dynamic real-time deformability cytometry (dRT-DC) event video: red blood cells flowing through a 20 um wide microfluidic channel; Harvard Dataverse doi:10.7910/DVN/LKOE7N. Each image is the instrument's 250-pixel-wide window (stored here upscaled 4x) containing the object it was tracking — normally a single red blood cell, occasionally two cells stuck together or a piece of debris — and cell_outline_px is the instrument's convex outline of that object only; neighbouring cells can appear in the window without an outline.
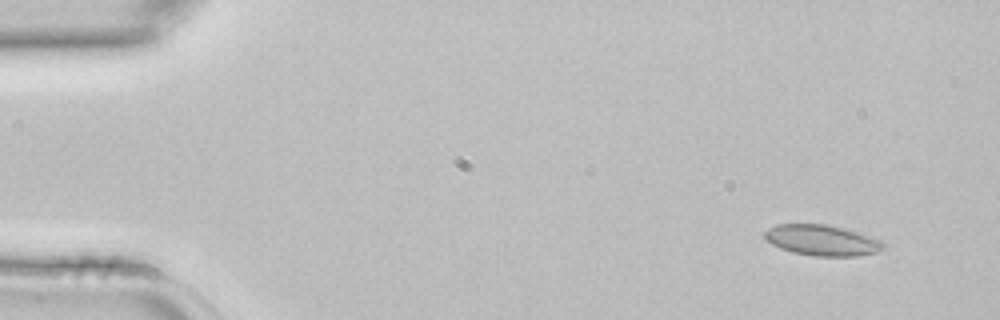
{"species": "common noctule bat (a hibernating species)", "species_latin": "Nyctalus noctula", "temperature_condition": "room temperature", "stored_images_in_passage": 3, "camera_frame_rate_fps": 3000, "um_per_image_px": 0.085, "animal": {"sex": "female", "body_mass_g": 22.7, "forearm_length_mm": 54.2}, "frame": {"image": 1, "passage_image": 1, "time_ms": 0.0, "image_size_px": [1000, 320], "cell_outline_px": [[884, 248], [876, 252], [860, 256], [812, 256], [792, 252], [780, 248], [764, 240], [764, 232], [768, 228], [776, 224], [824, 224], [844, 228], [872, 236], [880, 240], [884, 244]], "centroid_in_image_um": [69.85, 20.42], "position_along_channel_um": 15.2, "area_um2": 21.44}}
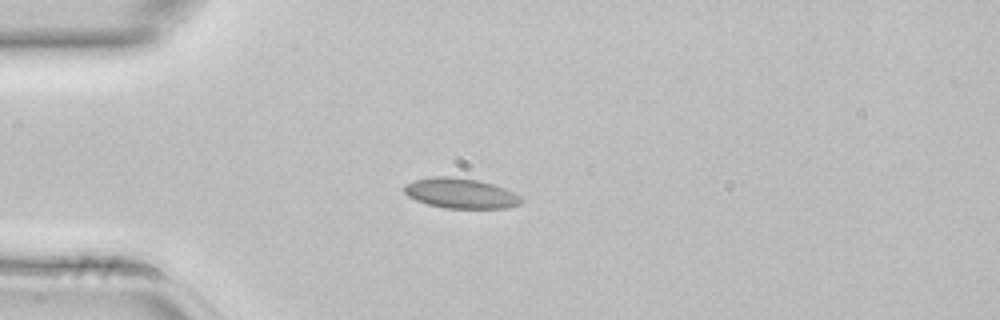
{"frame": {"image": 2, "passage_image": 3, "time_ms": 0.667, "image_size_px": [1000, 320], "cell_outline_px": [[524, 200], [520, 204], [504, 208], [444, 208], [428, 204], [416, 200], [408, 196], [404, 192], [404, 184], [412, 180], [432, 176], [452, 176], [476, 180], [492, 184], [504, 188], [520, 196]], "centroid_in_image_um": [39.11, 16.42], "position_along_channel_um": 45.9, "area_um2": 20.58}}